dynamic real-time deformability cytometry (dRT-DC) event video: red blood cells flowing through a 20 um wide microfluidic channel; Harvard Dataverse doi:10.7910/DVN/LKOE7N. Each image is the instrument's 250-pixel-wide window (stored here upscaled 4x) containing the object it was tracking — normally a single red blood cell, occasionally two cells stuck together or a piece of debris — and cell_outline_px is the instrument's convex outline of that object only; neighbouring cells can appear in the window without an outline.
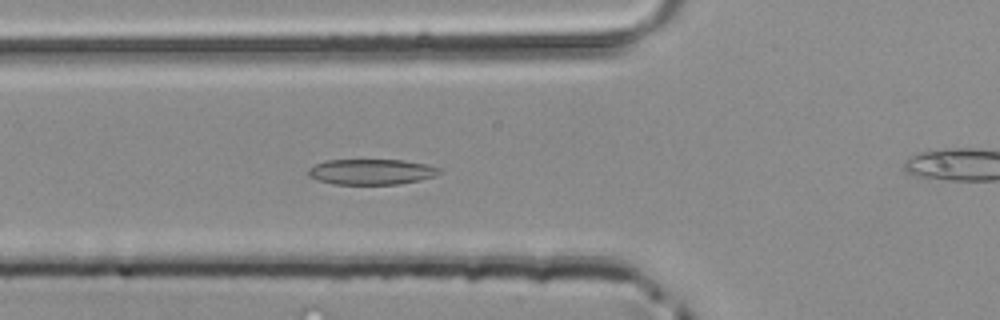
{"species": "common noctule bat (a hibernating species)", "species_latin": "Nyctalus noctula", "temperature_condition": "room temperature", "stored_images_in_passage": 50, "camera_frame_rate_fps": 3000, "um_per_image_px": 0.085, "animal": {"sex": "male", "body_mass_g": 20.4}, "frame": {"image": 1, "passage_image": 18, "time_ms": 5.667, "image_size_px": [1000, 320], "cell_outline_px": [[444, 172], [436, 176], [420, 180], [400, 184], [336, 184], [320, 180], [308, 176], [308, 168], [324, 160], [404, 160], [428, 164], [444, 168]], "centroid_in_image_um": [31.66, 14.59], "position_along_channel_um": 94.1, "area_um2": 19.77}}
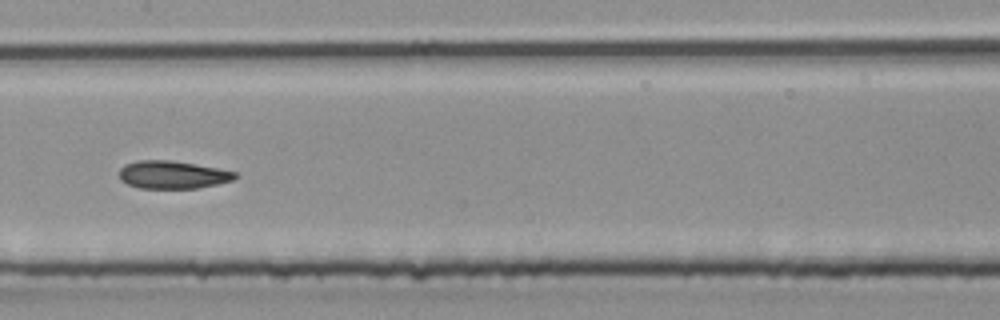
{"frame": {"image": 2, "passage_image": 25, "time_ms": 8.0, "image_size_px": [1000, 320], "cell_outline_px": [[240, 176], [232, 180], [216, 184], [196, 188], [140, 188], [128, 184], [120, 180], [120, 168], [124, 164], [140, 160], [172, 160], [216, 168], [236, 172]], "centroid_in_image_um": [14.66, 14.85], "position_along_channel_um": 192.7, "area_um2": 18.67}}
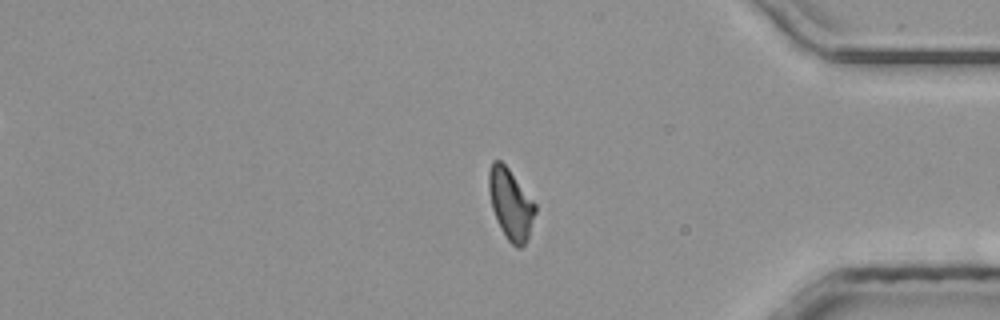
{"frame": {"image": 3, "passage_image": 41, "time_ms": 13.333, "image_size_px": [1000, 320], "cell_outline_px": [[536, 212], [528, 236], [524, 244], [520, 248], [516, 248], [508, 240], [500, 228], [496, 220], [492, 208], [488, 188], [488, 172], [492, 160], [500, 160], [508, 168], [536, 204]], "centroid_in_image_um": [43.39, 17.34], "position_along_channel_um": 391.8, "area_um2": 19.02}}